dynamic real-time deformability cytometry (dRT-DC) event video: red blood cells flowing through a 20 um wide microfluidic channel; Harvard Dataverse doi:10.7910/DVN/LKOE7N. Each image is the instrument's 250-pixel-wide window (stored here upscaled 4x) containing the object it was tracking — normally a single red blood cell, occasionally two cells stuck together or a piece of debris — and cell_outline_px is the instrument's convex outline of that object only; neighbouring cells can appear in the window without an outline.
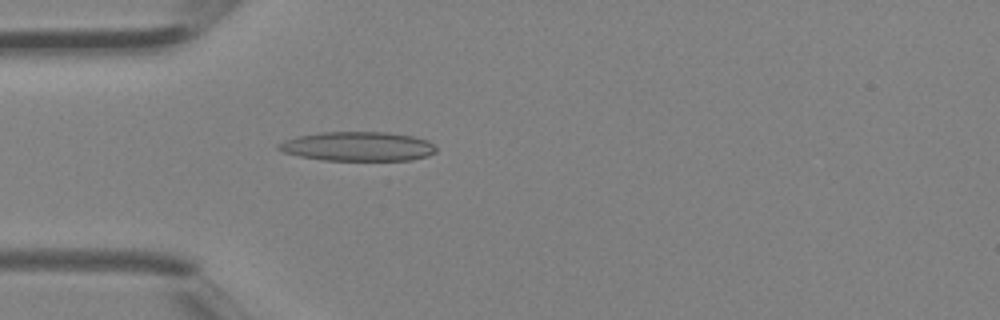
{"species": "Egyptian fruit bat (a non-hibernating species)", "species_latin": "Rousettus aegyptiacus", "temperature_condition": "room temperature", "stored_images_in_passage": 3, "camera_frame_rate_fps": 3000, "um_per_image_px": 0.085, "animal": {"sex": "female"}, "frame": {"image": 1, "passage_image": 3, "time_ms": 0.667, "image_size_px": [1000, 320], "cell_outline_px": [[436, 152], [428, 156], [412, 160], [324, 160], [300, 156], [284, 152], [276, 148], [276, 144], [284, 140], [296, 136], [320, 132], [388, 132], [412, 136], [428, 140], [436, 148]], "centroid_in_image_um": [30.4, 12.44], "position_along_channel_um": 54.6, "area_um2": 26.99}}